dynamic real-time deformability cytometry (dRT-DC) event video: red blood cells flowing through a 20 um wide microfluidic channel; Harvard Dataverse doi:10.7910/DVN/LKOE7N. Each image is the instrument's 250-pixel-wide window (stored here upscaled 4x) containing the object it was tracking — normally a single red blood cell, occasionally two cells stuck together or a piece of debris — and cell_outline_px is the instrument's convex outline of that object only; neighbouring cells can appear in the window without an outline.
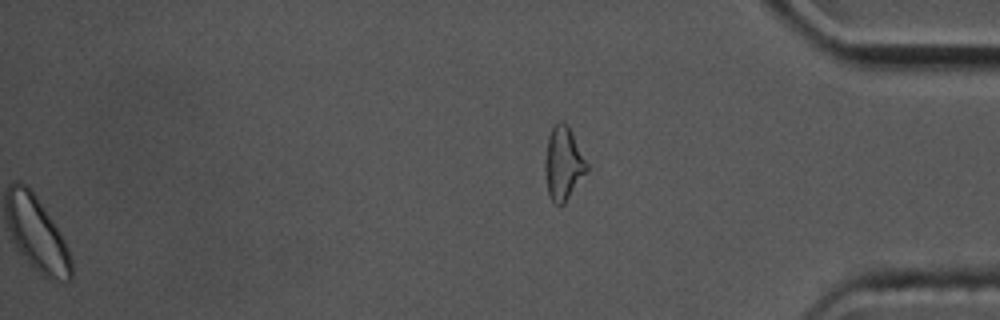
{"species": "common noctule bat (a hibernating species)", "species_latin": "Nyctalus noctula", "temperature_condition": "cold", "stored_images_in_passage": 52, "segment_of_instrument_passage": [2, 2], "camera_frame_rate_fps": 3000, "um_per_image_px": 0.085, "animal": {"sex": "male", "body_mass_g": 17.5, "forearm_length_mm": 52.3}, "frame": {"image": 1, "passage_image": 52, "time_ms": 17.0, "image_size_px": [1000, 320], "cell_outline_px": [[588, 168], [564, 204], [556, 204], [548, 196], [544, 172], [544, 160], [548, 136], [552, 128], [560, 120], [564, 120], [568, 124], [588, 164]], "centroid_in_image_um": [47.85, 13.86], "position_along_channel_um": 387.4, "area_um2": 17.86}}